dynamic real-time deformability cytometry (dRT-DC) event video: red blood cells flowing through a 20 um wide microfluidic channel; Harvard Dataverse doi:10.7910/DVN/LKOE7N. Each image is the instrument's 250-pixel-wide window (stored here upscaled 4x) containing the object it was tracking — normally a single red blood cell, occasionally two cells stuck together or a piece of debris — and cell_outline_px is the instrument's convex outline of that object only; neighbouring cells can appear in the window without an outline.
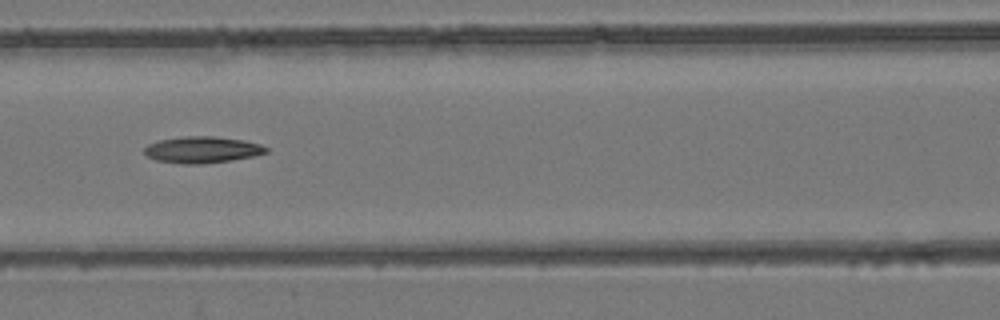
{"species": "common noctule bat (a hibernating species)", "species_latin": "Nyctalus noctula", "temperature_condition": "room temperature", "stored_images_in_passage": 9, "camera_frame_rate_fps": 3000, "um_per_image_px": 0.085, "animal": {"sex": "female", "body_mass_g": 24.6, "forearm_length_mm": 56.2}, "frame": {"image": 1, "passage_image": 7, "time_ms": 6.667, "image_size_px": [1000, 320], "cell_outline_px": [[268, 152], [252, 156], [232, 160], [200, 164], [184, 164], [156, 160], [148, 156], [144, 152], [144, 148], [148, 144], [160, 140], [184, 136], [216, 136], [244, 140], [260, 144], [268, 148]], "centroid_in_image_um": [17.19, 12.72], "position_along_channel_um": 149.4, "area_um2": 18.73}}
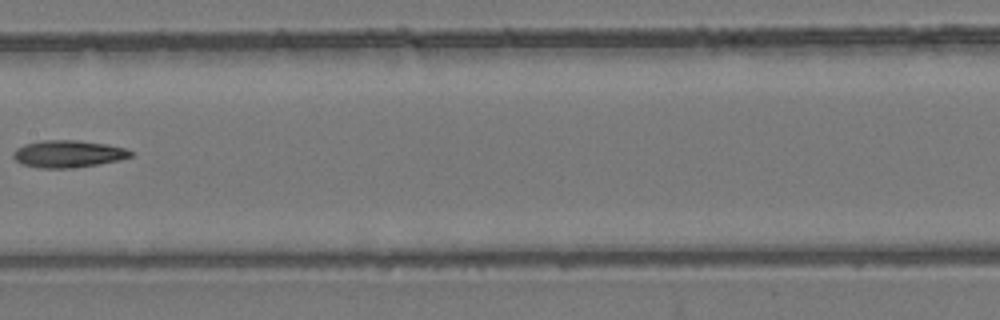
{"frame": {"image": 2, "passage_image": 8, "time_ms": 8.0, "image_size_px": [1000, 320], "cell_outline_px": [[136, 152], [132, 156], [120, 160], [96, 164], [68, 168], [40, 168], [20, 164], [12, 156], [12, 152], [16, 148], [24, 144], [40, 140], [76, 140], [108, 144], [124, 148]], "centroid_in_image_um": [5.77, 13.07], "position_along_channel_um": 201.6, "area_um2": 18.73}}
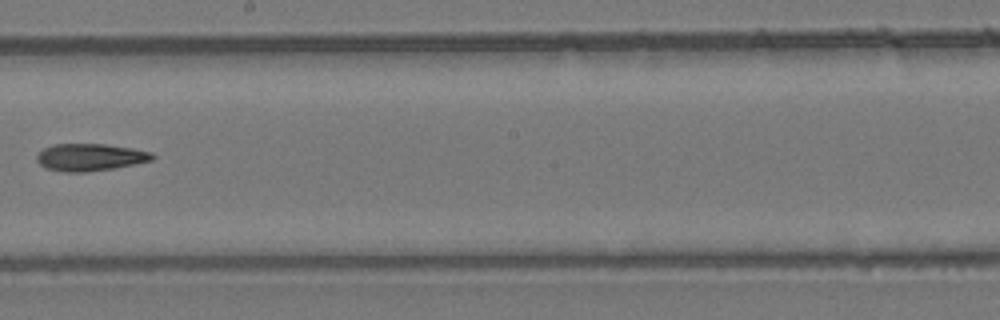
{"frame": {"image": 3, "passage_image": 9, "time_ms": 9.0, "image_size_px": [1000, 320], "cell_outline_px": [[156, 156], [152, 160], [116, 168], [84, 172], [64, 172], [44, 168], [36, 160], [36, 156], [44, 148], [52, 144], [104, 144], [132, 148], [152, 152]], "centroid_in_image_um": [7.65, 13.37], "position_along_channel_um": 240.5, "area_um2": 18.44}}